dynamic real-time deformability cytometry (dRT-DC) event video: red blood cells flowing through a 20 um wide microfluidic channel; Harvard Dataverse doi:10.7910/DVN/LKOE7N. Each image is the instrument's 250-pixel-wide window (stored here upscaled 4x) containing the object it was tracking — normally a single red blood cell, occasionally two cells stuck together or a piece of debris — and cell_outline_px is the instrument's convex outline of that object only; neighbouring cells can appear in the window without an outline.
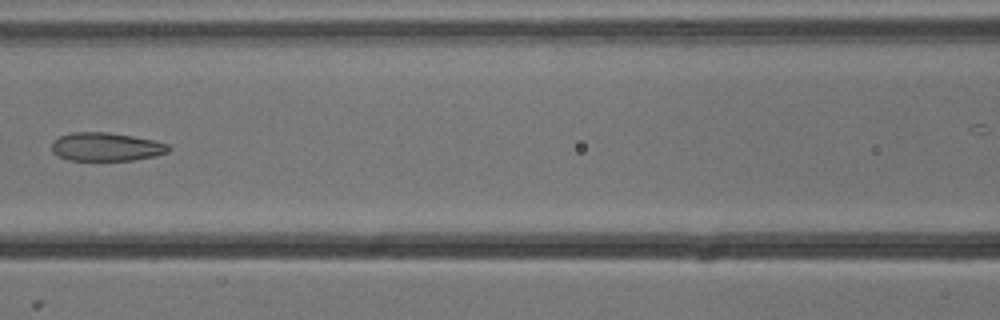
{"species": "common noctule bat (a hibernating species)", "species_latin": "Nyctalus noctula", "temperature_condition": "cold", "stored_images_in_passage": 9, "camera_frame_rate_fps": 3000, "um_per_image_px": 0.085, "animal": {"sex": "male", "body_mass_g": 13.3}, "frame": {"image": 1, "passage_image": 7, "time_ms": 2.0, "image_size_px": [1000, 320], "cell_outline_px": [[172, 148], [168, 152], [156, 156], [132, 160], [68, 160], [52, 152], [52, 140], [60, 136], [72, 132], [108, 132], [132, 136], [152, 140], [168, 144]], "centroid_in_image_um": [9.02, 12.48], "position_along_channel_um": 157.6, "area_um2": 19.36}}
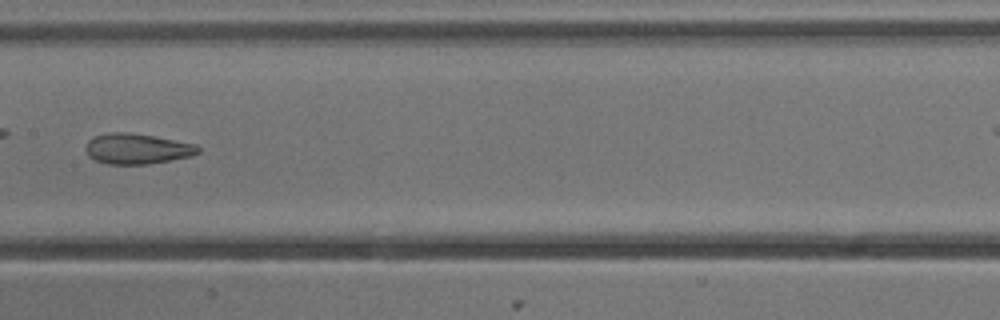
{"frame": {"image": 2, "passage_image": 8, "time_ms": 2.333, "image_size_px": [1000, 320], "cell_outline_px": [[200, 152], [192, 156], [148, 164], [108, 164], [96, 160], [88, 156], [84, 148], [88, 140], [96, 136], [108, 132], [128, 132], [152, 136], [196, 144], [200, 148]], "centroid_in_image_um": [11.64, 12.64], "position_along_channel_um": 195.8, "area_um2": 19.94}}